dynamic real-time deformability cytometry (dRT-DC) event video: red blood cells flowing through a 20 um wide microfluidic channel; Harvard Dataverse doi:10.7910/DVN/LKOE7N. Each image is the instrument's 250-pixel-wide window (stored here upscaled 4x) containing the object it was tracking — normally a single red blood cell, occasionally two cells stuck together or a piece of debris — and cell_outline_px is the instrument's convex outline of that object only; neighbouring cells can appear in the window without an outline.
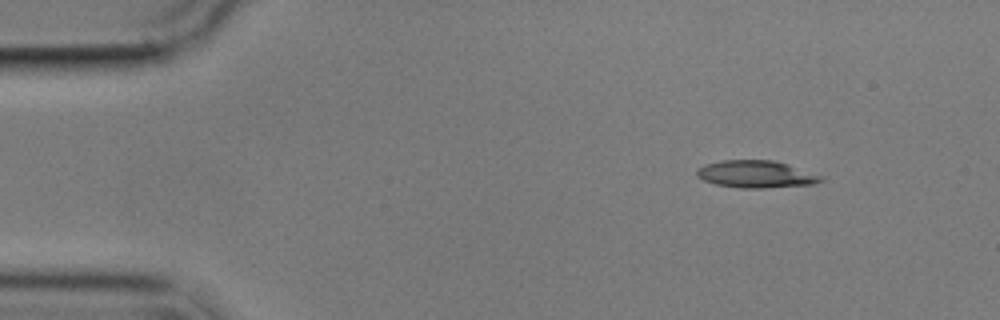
{"species": "common noctule bat (a hibernating species)", "species_latin": "Nyctalus noctula", "temperature_condition": "cold", "stored_images_in_passage": 5, "segment_of_instrument_passage": [2, 2], "camera_frame_rate_fps": 3000, "um_per_image_px": 0.085, "animal": {"sex": "male", "body_mass_g": 17.9}, "frame": {"image": 1, "passage_image": 5, "time_ms": 5.667, "image_size_px": [1000, 320], "cell_outline_px": [[824, 180], [812, 184], [764, 188], [740, 188], [716, 184], [704, 180], [696, 176], [696, 168], [704, 164], [720, 160], [772, 160], [788, 164], [824, 176]], "centroid_in_image_um": [64.24, 14.8], "position_along_channel_um": 20.8, "area_um2": 19.83}}